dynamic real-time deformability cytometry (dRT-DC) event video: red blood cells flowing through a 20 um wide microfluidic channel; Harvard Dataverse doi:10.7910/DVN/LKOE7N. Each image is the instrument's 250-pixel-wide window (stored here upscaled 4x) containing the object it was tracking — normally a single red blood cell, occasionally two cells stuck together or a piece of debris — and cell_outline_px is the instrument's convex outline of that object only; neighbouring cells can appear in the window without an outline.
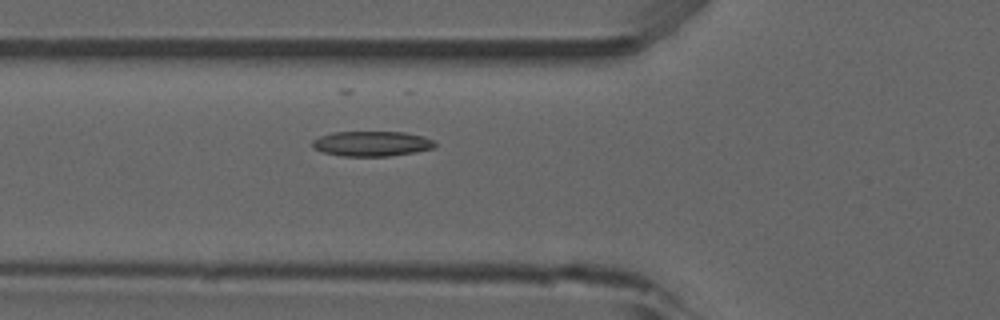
{"species": "common noctule bat (a hibernating species)", "species_latin": "Nyctalus noctula", "temperature_condition": "room temperature", "stored_images_in_passage": 28, "camera_frame_rate_fps": 3000, "um_per_image_px": 0.085, "animal": {"sex": "male", "forearm_length_mm": 52.5}, "frame": {"image": 1, "passage_image": 13, "time_ms": 4.0, "image_size_px": [1000, 320], "cell_outline_px": [[436, 144], [432, 148], [412, 152], [388, 156], [340, 156], [324, 152], [312, 148], [312, 140], [320, 136], [332, 132], [404, 132], [424, 136], [432, 140]], "centroid_in_image_um": [31.55, 12.2], "position_along_channel_um": 94.3, "area_um2": 17.8}}
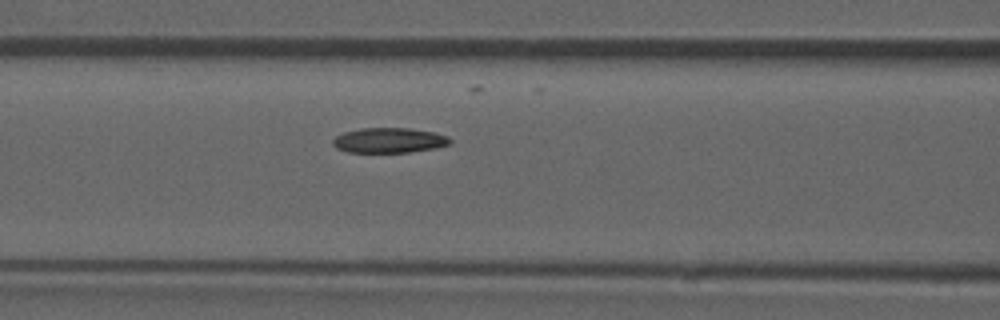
{"frame": {"image": 2, "passage_image": 16, "time_ms": 5.0, "image_size_px": [1000, 320], "cell_outline_px": [[452, 144], [432, 148], [408, 152], [348, 152], [336, 148], [332, 144], [332, 140], [336, 136], [344, 132], [360, 128], [408, 128], [432, 132], [448, 136], [452, 140]], "centroid_in_image_um": [33.05, 11.92], "position_along_channel_um": 133.5, "area_um2": 17.05}}